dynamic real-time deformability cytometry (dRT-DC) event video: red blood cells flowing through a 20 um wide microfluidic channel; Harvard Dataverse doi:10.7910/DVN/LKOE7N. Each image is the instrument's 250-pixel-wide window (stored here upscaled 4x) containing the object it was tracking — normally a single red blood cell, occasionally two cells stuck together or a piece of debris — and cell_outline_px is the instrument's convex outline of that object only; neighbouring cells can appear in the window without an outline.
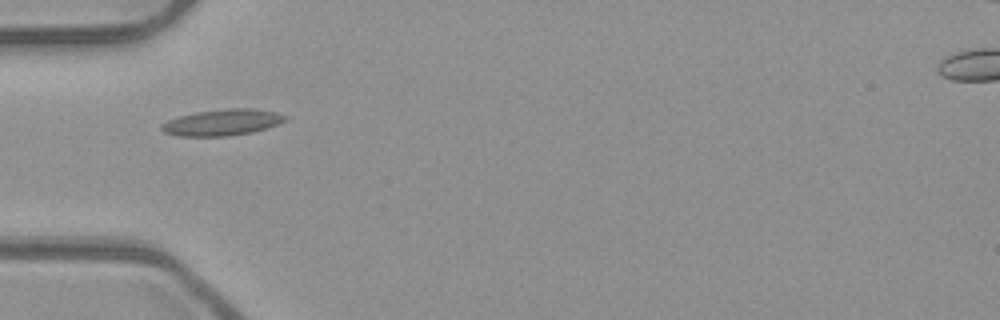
{"species": "common noctule bat (a hibernating species)", "species_latin": "Nyctalus noctula", "temperature_condition": "room temperature", "stored_images_in_passage": 9, "camera_frame_rate_fps": 3000, "um_per_image_px": 0.085, "animal": {"sex": "male", "body_mass_g": 23.1, "forearm_length_mm": 52.7}, "frame": {"image": 1, "passage_image": 2, "time_ms": 0.333, "image_size_px": [1000, 320], "cell_outline_px": [[288, 116], [284, 120], [276, 124], [252, 132], [228, 136], [180, 136], [164, 132], [160, 128], [160, 124], [168, 120], [180, 116], [196, 112], [228, 108], [256, 108], [276, 112]], "centroid_in_image_um": [18.87, 10.39], "position_along_channel_um": 66.1, "area_um2": 18.79}}